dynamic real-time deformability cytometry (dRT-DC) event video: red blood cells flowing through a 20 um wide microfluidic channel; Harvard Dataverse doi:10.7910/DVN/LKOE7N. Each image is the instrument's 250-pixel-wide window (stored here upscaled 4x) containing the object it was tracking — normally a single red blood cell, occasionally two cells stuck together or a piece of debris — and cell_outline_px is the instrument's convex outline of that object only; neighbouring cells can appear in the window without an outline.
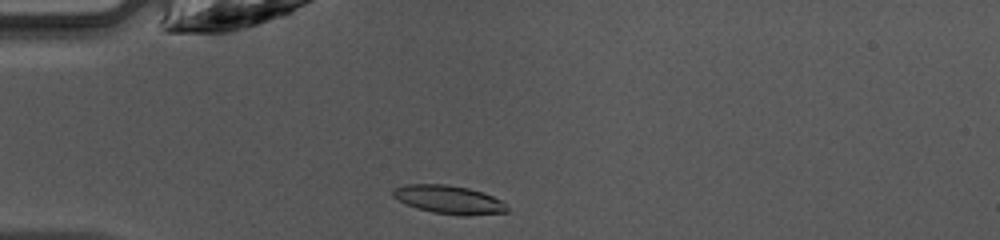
{"species": "common noctule bat (a hibernating species)", "species_latin": "Nyctalus noctula", "temperature_condition": "warm", "stored_images_in_passage": 35, "camera_frame_rate_fps": 3000, "um_per_image_px": 0.085, "animal": {"sex": "female", "body_mass_g": 10.0, "forearm_length_mm": 53.1}, "frame": {"image": 1, "passage_image": 1, "time_ms": 0.0, "image_size_px": [1000, 240], "cell_outline_px": [[508, 212], [468, 216], [464, 216], [432, 212], [416, 208], [392, 196], [392, 192], [396, 188], [404, 184], [444, 184], [468, 188], [484, 192], [500, 200], [508, 208]], "centroid_in_image_um": [38.17, 16.97], "position_along_channel_um": 46.8, "area_um2": 18.79}}
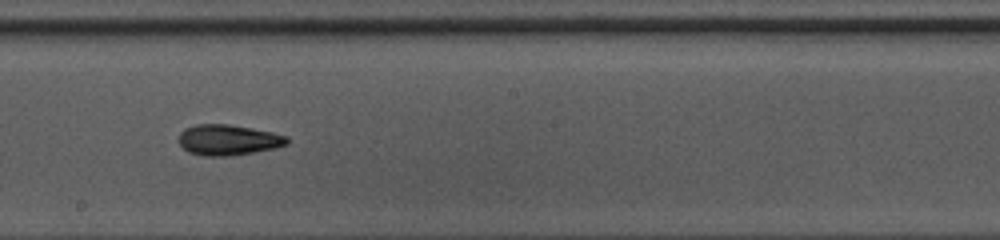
{"frame": {"image": 2, "passage_image": 15, "time_ms": 4.667, "image_size_px": [1000, 240], "cell_outline_px": [[288, 144], [276, 148], [232, 156], [204, 156], [188, 152], [180, 144], [180, 132], [184, 128], [196, 124], [228, 124], [252, 128], [272, 132], [288, 136]], "centroid_in_image_um": [19.41, 11.89], "position_along_channel_um": 228.8, "area_um2": 19.42}}
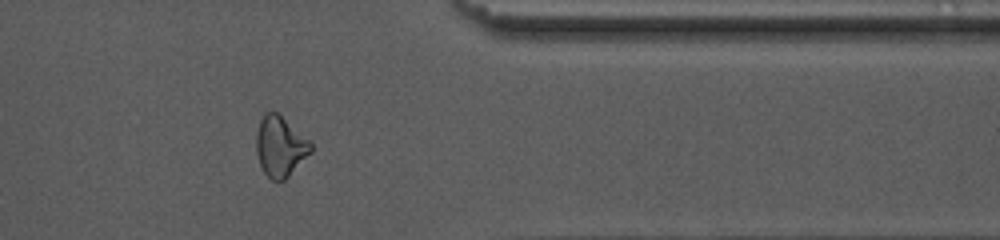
{"frame": {"image": 3, "passage_image": 27, "time_ms": 8.667, "image_size_px": [1000, 240], "cell_outline_px": [[312, 152], [284, 180], [272, 180], [264, 172], [260, 164], [256, 152], [256, 132], [260, 120], [264, 112], [276, 112], [308, 140], [312, 144]], "centroid_in_image_um": [23.79, 12.45], "position_along_channel_um": 387.6, "area_um2": 18.84}, "authors_computed_cell_mechanics": {"area_um2": 19.074, "velocity_mm_per_s": 4.2249, "shape_relaxation_time_tau1_ms": 7.2918, "shape_relaxation_time_tau2_ms": 2.7929, "deformation_change_tau1": 0.1848, "deformation_change_tau2": 0.1054}}